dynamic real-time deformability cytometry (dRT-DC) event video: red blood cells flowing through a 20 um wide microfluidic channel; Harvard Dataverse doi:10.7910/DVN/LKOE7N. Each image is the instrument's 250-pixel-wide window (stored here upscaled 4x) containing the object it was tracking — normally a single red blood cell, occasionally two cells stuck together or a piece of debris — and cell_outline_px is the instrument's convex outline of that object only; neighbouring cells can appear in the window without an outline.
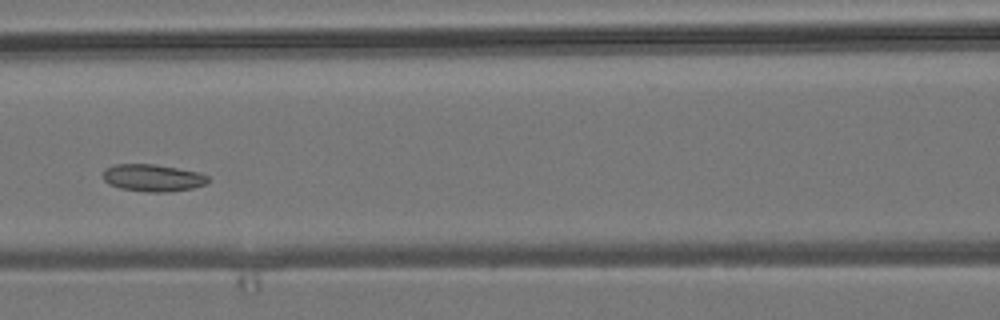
{"species": "common noctule bat (a hibernating species)", "species_latin": "Nyctalus noctula", "temperature_condition": "room temperature", "stored_images_in_passage": 6, "camera_frame_rate_fps": 3000, "um_per_image_px": 0.085, "animal": {"sex": "male", "body_mass_g": 19.2, "forearm_length_mm": 51.8}, "frame": {"image": 1, "passage_image": 5, "time_ms": 5.333, "image_size_px": [1000, 320], "cell_outline_px": [[208, 180], [204, 184], [192, 188], [168, 192], [148, 192], [120, 188], [108, 184], [104, 180], [104, 168], [112, 164], [156, 164], [200, 172], [208, 176]], "centroid_in_image_um": [12.96, 15.1], "position_along_channel_um": 153.6, "area_um2": 16.7}}
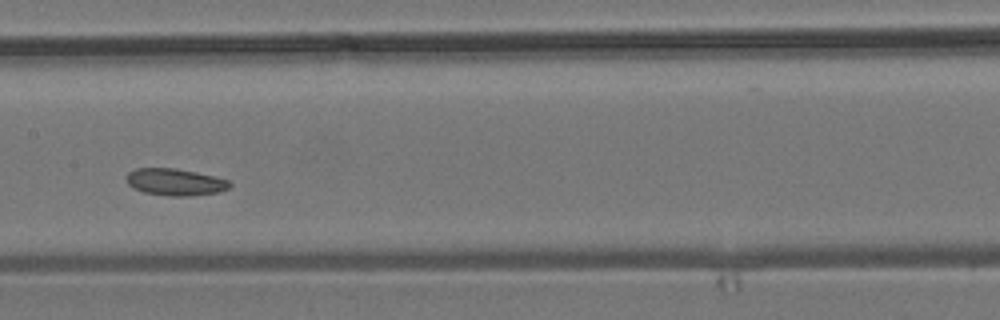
{"frame": {"image": 2, "passage_image": 6, "time_ms": 6.333, "image_size_px": [1000, 320], "cell_outline_px": [[232, 184], [228, 188], [220, 192], [188, 196], [168, 196], [144, 192], [132, 188], [128, 184], [128, 172], [136, 168], [176, 168], [196, 172], [228, 180]], "centroid_in_image_um": [14.89, 15.48], "position_along_channel_um": 192.5, "area_um2": 16.13}}